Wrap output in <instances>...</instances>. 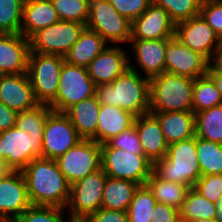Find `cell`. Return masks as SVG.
Here are the masks:
<instances>
[{"label": "cell", "mask_w": 222, "mask_h": 222, "mask_svg": "<svg viewBox=\"0 0 222 222\" xmlns=\"http://www.w3.org/2000/svg\"><path fill=\"white\" fill-rule=\"evenodd\" d=\"M31 205L66 208L70 184L55 160L33 159L22 171Z\"/></svg>", "instance_id": "6da1fadb"}, {"label": "cell", "mask_w": 222, "mask_h": 222, "mask_svg": "<svg viewBox=\"0 0 222 222\" xmlns=\"http://www.w3.org/2000/svg\"><path fill=\"white\" fill-rule=\"evenodd\" d=\"M100 105L120 107L136 117L150 112V79L130 67L112 83L96 86Z\"/></svg>", "instance_id": "7a4b0ae2"}, {"label": "cell", "mask_w": 222, "mask_h": 222, "mask_svg": "<svg viewBox=\"0 0 222 222\" xmlns=\"http://www.w3.org/2000/svg\"><path fill=\"white\" fill-rule=\"evenodd\" d=\"M194 79L163 72L150 79V113L193 112Z\"/></svg>", "instance_id": "3957f363"}, {"label": "cell", "mask_w": 222, "mask_h": 222, "mask_svg": "<svg viewBox=\"0 0 222 222\" xmlns=\"http://www.w3.org/2000/svg\"><path fill=\"white\" fill-rule=\"evenodd\" d=\"M153 171L166 181L193 187L201 177L196 136L169 145L166 156L154 163Z\"/></svg>", "instance_id": "277c9868"}, {"label": "cell", "mask_w": 222, "mask_h": 222, "mask_svg": "<svg viewBox=\"0 0 222 222\" xmlns=\"http://www.w3.org/2000/svg\"><path fill=\"white\" fill-rule=\"evenodd\" d=\"M101 168L107 177L129 180L145 185L153 172L152 163L143 153H130L125 150L101 144Z\"/></svg>", "instance_id": "5b68a950"}, {"label": "cell", "mask_w": 222, "mask_h": 222, "mask_svg": "<svg viewBox=\"0 0 222 222\" xmlns=\"http://www.w3.org/2000/svg\"><path fill=\"white\" fill-rule=\"evenodd\" d=\"M86 28L99 33L109 44H129L131 24L108 0H87Z\"/></svg>", "instance_id": "8992f818"}, {"label": "cell", "mask_w": 222, "mask_h": 222, "mask_svg": "<svg viewBox=\"0 0 222 222\" xmlns=\"http://www.w3.org/2000/svg\"><path fill=\"white\" fill-rule=\"evenodd\" d=\"M64 61L60 55L29 53L27 75L40 104H49L56 97Z\"/></svg>", "instance_id": "52a82bcc"}, {"label": "cell", "mask_w": 222, "mask_h": 222, "mask_svg": "<svg viewBox=\"0 0 222 222\" xmlns=\"http://www.w3.org/2000/svg\"><path fill=\"white\" fill-rule=\"evenodd\" d=\"M96 84L87 68L64 61L56 97L48 104L53 111L65 112L73 104L95 95Z\"/></svg>", "instance_id": "ba28073f"}, {"label": "cell", "mask_w": 222, "mask_h": 222, "mask_svg": "<svg viewBox=\"0 0 222 222\" xmlns=\"http://www.w3.org/2000/svg\"><path fill=\"white\" fill-rule=\"evenodd\" d=\"M85 28L82 23L59 20L29 38L30 52L64 57Z\"/></svg>", "instance_id": "9c48e42d"}, {"label": "cell", "mask_w": 222, "mask_h": 222, "mask_svg": "<svg viewBox=\"0 0 222 222\" xmlns=\"http://www.w3.org/2000/svg\"><path fill=\"white\" fill-rule=\"evenodd\" d=\"M42 136L27 134L16 126L0 132V159L14 171H22L33 159L41 157Z\"/></svg>", "instance_id": "30bf717a"}, {"label": "cell", "mask_w": 222, "mask_h": 222, "mask_svg": "<svg viewBox=\"0 0 222 222\" xmlns=\"http://www.w3.org/2000/svg\"><path fill=\"white\" fill-rule=\"evenodd\" d=\"M55 161L66 181L71 185L101 169L100 144L94 140L82 139Z\"/></svg>", "instance_id": "8fae6325"}, {"label": "cell", "mask_w": 222, "mask_h": 222, "mask_svg": "<svg viewBox=\"0 0 222 222\" xmlns=\"http://www.w3.org/2000/svg\"><path fill=\"white\" fill-rule=\"evenodd\" d=\"M106 178L107 175L101 168L71 184L66 213L88 217L97 212L102 205Z\"/></svg>", "instance_id": "7c38bea8"}, {"label": "cell", "mask_w": 222, "mask_h": 222, "mask_svg": "<svg viewBox=\"0 0 222 222\" xmlns=\"http://www.w3.org/2000/svg\"><path fill=\"white\" fill-rule=\"evenodd\" d=\"M81 140L69 117L52 111L43 129L41 158L56 160Z\"/></svg>", "instance_id": "4fadbf2b"}, {"label": "cell", "mask_w": 222, "mask_h": 222, "mask_svg": "<svg viewBox=\"0 0 222 222\" xmlns=\"http://www.w3.org/2000/svg\"><path fill=\"white\" fill-rule=\"evenodd\" d=\"M175 37L208 61L222 44V40L200 14L175 24Z\"/></svg>", "instance_id": "5bb4252c"}, {"label": "cell", "mask_w": 222, "mask_h": 222, "mask_svg": "<svg viewBox=\"0 0 222 222\" xmlns=\"http://www.w3.org/2000/svg\"><path fill=\"white\" fill-rule=\"evenodd\" d=\"M208 63L204 56L191 50L175 36L167 39L165 72L196 79L207 75Z\"/></svg>", "instance_id": "9a60e30c"}, {"label": "cell", "mask_w": 222, "mask_h": 222, "mask_svg": "<svg viewBox=\"0 0 222 222\" xmlns=\"http://www.w3.org/2000/svg\"><path fill=\"white\" fill-rule=\"evenodd\" d=\"M175 36V23L168 12L153 2L131 24V39H171Z\"/></svg>", "instance_id": "2e32d148"}, {"label": "cell", "mask_w": 222, "mask_h": 222, "mask_svg": "<svg viewBox=\"0 0 222 222\" xmlns=\"http://www.w3.org/2000/svg\"><path fill=\"white\" fill-rule=\"evenodd\" d=\"M122 46L108 45L86 67L89 76L97 85L112 83L129 68L130 57Z\"/></svg>", "instance_id": "e0dca14e"}, {"label": "cell", "mask_w": 222, "mask_h": 222, "mask_svg": "<svg viewBox=\"0 0 222 222\" xmlns=\"http://www.w3.org/2000/svg\"><path fill=\"white\" fill-rule=\"evenodd\" d=\"M30 206L26 181L21 171H14L0 179V218L16 220Z\"/></svg>", "instance_id": "ac0fdd59"}, {"label": "cell", "mask_w": 222, "mask_h": 222, "mask_svg": "<svg viewBox=\"0 0 222 222\" xmlns=\"http://www.w3.org/2000/svg\"><path fill=\"white\" fill-rule=\"evenodd\" d=\"M0 101L17 113L40 104L35 98L27 72L0 75Z\"/></svg>", "instance_id": "d6986e66"}, {"label": "cell", "mask_w": 222, "mask_h": 222, "mask_svg": "<svg viewBox=\"0 0 222 222\" xmlns=\"http://www.w3.org/2000/svg\"><path fill=\"white\" fill-rule=\"evenodd\" d=\"M133 56L138 65L134 67L131 61L129 67L135 71L141 69L145 77L151 79L165 72V53L167 39L146 40L130 39ZM138 69V70H137Z\"/></svg>", "instance_id": "ffe728a7"}, {"label": "cell", "mask_w": 222, "mask_h": 222, "mask_svg": "<svg viewBox=\"0 0 222 222\" xmlns=\"http://www.w3.org/2000/svg\"><path fill=\"white\" fill-rule=\"evenodd\" d=\"M30 41L22 34L0 33V75L27 72Z\"/></svg>", "instance_id": "44dd1931"}, {"label": "cell", "mask_w": 222, "mask_h": 222, "mask_svg": "<svg viewBox=\"0 0 222 222\" xmlns=\"http://www.w3.org/2000/svg\"><path fill=\"white\" fill-rule=\"evenodd\" d=\"M134 125L139 135L143 154L152 163L165 157L169 145L165 140L158 119L149 112L137 116Z\"/></svg>", "instance_id": "7402d4cb"}, {"label": "cell", "mask_w": 222, "mask_h": 222, "mask_svg": "<svg viewBox=\"0 0 222 222\" xmlns=\"http://www.w3.org/2000/svg\"><path fill=\"white\" fill-rule=\"evenodd\" d=\"M100 103L96 95L73 104L64 113L69 117L78 135L97 142Z\"/></svg>", "instance_id": "603a6c76"}, {"label": "cell", "mask_w": 222, "mask_h": 222, "mask_svg": "<svg viewBox=\"0 0 222 222\" xmlns=\"http://www.w3.org/2000/svg\"><path fill=\"white\" fill-rule=\"evenodd\" d=\"M59 21L51 0H25L20 34L30 38L38 30Z\"/></svg>", "instance_id": "cb8c5ba5"}, {"label": "cell", "mask_w": 222, "mask_h": 222, "mask_svg": "<svg viewBox=\"0 0 222 222\" xmlns=\"http://www.w3.org/2000/svg\"><path fill=\"white\" fill-rule=\"evenodd\" d=\"M159 121L168 145L195 136V113L190 111L152 113Z\"/></svg>", "instance_id": "d4e9b609"}, {"label": "cell", "mask_w": 222, "mask_h": 222, "mask_svg": "<svg viewBox=\"0 0 222 222\" xmlns=\"http://www.w3.org/2000/svg\"><path fill=\"white\" fill-rule=\"evenodd\" d=\"M136 116L120 107L100 105L97 143L104 144L112 137L134 125Z\"/></svg>", "instance_id": "484cf974"}, {"label": "cell", "mask_w": 222, "mask_h": 222, "mask_svg": "<svg viewBox=\"0 0 222 222\" xmlns=\"http://www.w3.org/2000/svg\"><path fill=\"white\" fill-rule=\"evenodd\" d=\"M108 45L99 33L85 28L64 59L69 64L87 67Z\"/></svg>", "instance_id": "4316f807"}, {"label": "cell", "mask_w": 222, "mask_h": 222, "mask_svg": "<svg viewBox=\"0 0 222 222\" xmlns=\"http://www.w3.org/2000/svg\"><path fill=\"white\" fill-rule=\"evenodd\" d=\"M139 186V184L129 180L107 177L101 207L127 212Z\"/></svg>", "instance_id": "83f0119b"}, {"label": "cell", "mask_w": 222, "mask_h": 222, "mask_svg": "<svg viewBox=\"0 0 222 222\" xmlns=\"http://www.w3.org/2000/svg\"><path fill=\"white\" fill-rule=\"evenodd\" d=\"M145 185L151 191L157 203H163L180 210L190 189L188 185L166 181L154 171L147 179Z\"/></svg>", "instance_id": "f1b7e54d"}, {"label": "cell", "mask_w": 222, "mask_h": 222, "mask_svg": "<svg viewBox=\"0 0 222 222\" xmlns=\"http://www.w3.org/2000/svg\"><path fill=\"white\" fill-rule=\"evenodd\" d=\"M195 136L222 144V105L195 114Z\"/></svg>", "instance_id": "f546056e"}, {"label": "cell", "mask_w": 222, "mask_h": 222, "mask_svg": "<svg viewBox=\"0 0 222 222\" xmlns=\"http://www.w3.org/2000/svg\"><path fill=\"white\" fill-rule=\"evenodd\" d=\"M180 219L187 222L214 218L216 204L203 197L193 187L186 195L184 204L181 206Z\"/></svg>", "instance_id": "4dcf8cb0"}, {"label": "cell", "mask_w": 222, "mask_h": 222, "mask_svg": "<svg viewBox=\"0 0 222 222\" xmlns=\"http://www.w3.org/2000/svg\"><path fill=\"white\" fill-rule=\"evenodd\" d=\"M201 176L222 174V144L196 137Z\"/></svg>", "instance_id": "1f68e13d"}, {"label": "cell", "mask_w": 222, "mask_h": 222, "mask_svg": "<svg viewBox=\"0 0 222 222\" xmlns=\"http://www.w3.org/2000/svg\"><path fill=\"white\" fill-rule=\"evenodd\" d=\"M222 105V97L213 80L208 76L194 79L193 85V112Z\"/></svg>", "instance_id": "d6a6232c"}, {"label": "cell", "mask_w": 222, "mask_h": 222, "mask_svg": "<svg viewBox=\"0 0 222 222\" xmlns=\"http://www.w3.org/2000/svg\"><path fill=\"white\" fill-rule=\"evenodd\" d=\"M156 199L146 185H140L128 208V222H151Z\"/></svg>", "instance_id": "836d02e7"}, {"label": "cell", "mask_w": 222, "mask_h": 222, "mask_svg": "<svg viewBox=\"0 0 222 222\" xmlns=\"http://www.w3.org/2000/svg\"><path fill=\"white\" fill-rule=\"evenodd\" d=\"M53 110L48 104H39L35 108L18 112L16 127L31 135H43L48 115Z\"/></svg>", "instance_id": "e575fe53"}, {"label": "cell", "mask_w": 222, "mask_h": 222, "mask_svg": "<svg viewBox=\"0 0 222 222\" xmlns=\"http://www.w3.org/2000/svg\"><path fill=\"white\" fill-rule=\"evenodd\" d=\"M25 0H0V33H20Z\"/></svg>", "instance_id": "d590c367"}, {"label": "cell", "mask_w": 222, "mask_h": 222, "mask_svg": "<svg viewBox=\"0 0 222 222\" xmlns=\"http://www.w3.org/2000/svg\"><path fill=\"white\" fill-rule=\"evenodd\" d=\"M152 2L163 7L171 20L177 24L199 15L203 0H152Z\"/></svg>", "instance_id": "8d00e7d4"}, {"label": "cell", "mask_w": 222, "mask_h": 222, "mask_svg": "<svg viewBox=\"0 0 222 222\" xmlns=\"http://www.w3.org/2000/svg\"><path fill=\"white\" fill-rule=\"evenodd\" d=\"M59 20L85 24L89 14L87 0H51Z\"/></svg>", "instance_id": "74e56055"}, {"label": "cell", "mask_w": 222, "mask_h": 222, "mask_svg": "<svg viewBox=\"0 0 222 222\" xmlns=\"http://www.w3.org/2000/svg\"><path fill=\"white\" fill-rule=\"evenodd\" d=\"M66 208L31 205L17 219V222H66Z\"/></svg>", "instance_id": "f35d334b"}, {"label": "cell", "mask_w": 222, "mask_h": 222, "mask_svg": "<svg viewBox=\"0 0 222 222\" xmlns=\"http://www.w3.org/2000/svg\"><path fill=\"white\" fill-rule=\"evenodd\" d=\"M106 143L110 147L125 150L130 153H143L135 125L124 130L119 135L112 137Z\"/></svg>", "instance_id": "ab89813d"}, {"label": "cell", "mask_w": 222, "mask_h": 222, "mask_svg": "<svg viewBox=\"0 0 222 222\" xmlns=\"http://www.w3.org/2000/svg\"><path fill=\"white\" fill-rule=\"evenodd\" d=\"M199 14L222 40V0H203Z\"/></svg>", "instance_id": "60d3db41"}, {"label": "cell", "mask_w": 222, "mask_h": 222, "mask_svg": "<svg viewBox=\"0 0 222 222\" xmlns=\"http://www.w3.org/2000/svg\"><path fill=\"white\" fill-rule=\"evenodd\" d=\"M193 188L209 201L216 203L222 195V174L201 176Z\"/></svg>", "instance_id": "b9f144b4"}, {"label": "cell", "mask_w": 222, "mask_h": 222, "mask_svg": "<svg viewBox=\"0 0 222 222\" xmlns=\"http://www.w3.org/2000/svg\"><path fill=\"white\" fill-rule=\"evenodd\" d=\"M118 13L130 22L139 17L152 3V0H108Z\"/></svg>", "instance_id": "7bdbcfd3"}, {"label": "cell", "mask_w": 222, "mask_h": 222, "mask_svg": "<svg viewBox=\"0 0 222 222\" xmlns=\"http://www.w3.org/2000/svg\"><path fill=\"white\" fill-rule=\"evenodd\" d=\"M151 215V222H178L180 220L179 210L163 203H156Z\"/></svg>", "instance_id": "ee69618b"}, {"label": "cell", "mask_w": 222, "mask_h": 222, "mask_svg": "<svg viewBox=\"0 0 222 222\" xmlns=\"http://www.w3.org/2000/svg\"><path fill=\"white\" fill-rule=\"evenodd\" d=\"M91 222H128V213L119 210L100 208L88 216Z\"/></svg>", "instance_id": "f6af8a7d"}, {"label": "cell", "mask_w": 222, "mask_h": 222, "mask_svg": "<svg viewBox=\"0 0 222 222\" xmlns=\"http://www.w3.org/2000/svg\"><path fill=\"white\" fill-rule=\"evenodd\" d=\"M18 113L0 101V132L16 126Z\"/></svg>", "instance_id": "bcb514c9"}, {"label": "cell", "mask_w": 222, "mask_h": 222, "mask_svg": "<svg viewBox=\"0 0 222 222\" xmlns=\"http://www.w3.org/2000/svg\"><path fill=\"white\" fill-rule=\"evenodd\" d=\"M207 73L222 74V44L215 50L209 60Z\"/></svg>", "instance_id": "7dc6e473"}, {"label": "cell", "mask_w": 222, "mask_h": 222, "mask_svg": "<svg viewBox=\"0 0 222 222\" xmlns=\"http://www.w3.org/2000/svg\"><path fill=\"white\" fill-rule=\"evenodd\" d=\"M13 172L14 169L5 160L0 159V179L6 178Z\"/></svg>", "instance_id": "c3c4849f"}, {"label": "cell", "mask_w": 222, "mask_h": 222, "mask_svg": "<svg viewBox=\"0 0 222 222\" xmlns=\"http://www.w3.org/2000/svg\"><path fill=\"white\" fill-rule=\"evenodd\" d=\"M207 75L213 80L222 97V74L207 73Z\"/></svg>", "instance_id": "681fc988"}, {"label": "cell", "mask_w": 222, "mask_h": 222, "mask_svg": "<svg viewBox=\"0 0 222 222\" xmlns=\"http://www.w3.org/2000/svg\"><path fill=\"white\" fill-rule=\"evenodd\" d=\"M216 204V213L214 219L217 222H222V195L217 199Z\"/></svg>", "instance_id": "f907efd6"}, {"label": "cell", "mask_w": 222, "mask_h": 222, "mask_svg": "<svg viewBox=\"0 0 222 222\" xmlns=\"http://www.w3.org/2000/svg\"><path fill=\"white\" fill-rule=\"evenodd\" d=\"M69 217L66 219V222H91L88 217H83V216H71L68 215Z\"/></svg>", "instance_id": "816d5d0a"}, {"label": "cell", "mask_w": 222, "mask_h": 222, "mask_svg": "<svg viewBox=\"0 0 222 222\" xmlns=\"http://www.w3.org/2000/svg\"><path fill=\"white\" fill-rule=\"evenodd\" d=\"M193 222H217V221L214 218H210V219L196 220Z\"/></svg>", "instance_id": "f5cc1de1"}, {"label": "cell", "mask_w": 222, "mask_h": 222, "mask_svg": "<svg viewBox=\"0 0 222 222\" xmlns=\"http://www.w3.org/2000/svg\"><path fill=\"white\" fill-rule=\"evenodd\" d=\"M0 222H17V221L14 220V219H2V218H0Z\"/></svg>", "instance_id": "db71d44e"}]
</instances>
